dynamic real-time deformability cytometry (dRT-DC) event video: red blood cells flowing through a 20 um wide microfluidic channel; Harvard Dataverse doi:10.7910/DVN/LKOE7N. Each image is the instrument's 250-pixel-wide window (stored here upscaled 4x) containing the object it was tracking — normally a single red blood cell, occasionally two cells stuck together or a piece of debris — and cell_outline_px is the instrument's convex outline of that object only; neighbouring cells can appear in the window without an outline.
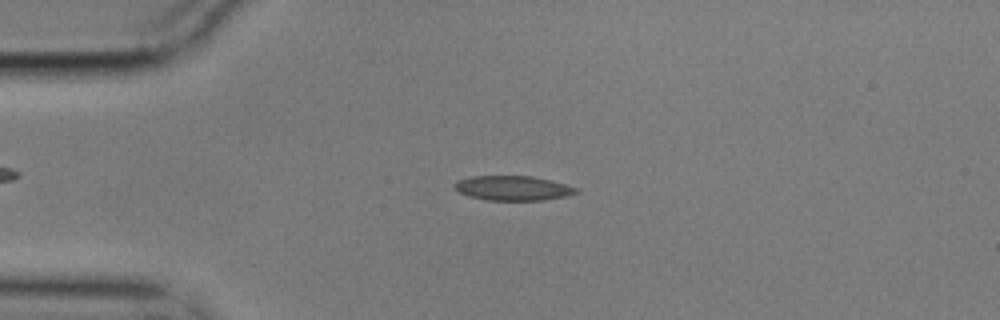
{"species": "common noctule bat (a hibernating species)", "species_latin": "Nyctalus noctula", "temperature_condition": "cold", "stored_images_in_passage": 33, "camera_frame_rate_fps": 3000, "um_per_image_px": 0.085, "animal": {"sex": "male", "body_mass_g": 17.9}, "frame": {"image": 1, "passage_image": 6, "time_ms": 1.667, "image_size_px": [1000, 320], "cell_outline_px": [[580, 192], [568, 196], [544, 200], [488, 200], [468, 196], [452, 188], [452, 184], [456, 180], [472, 176], [532, 176], [552, 180], [576, 188]], "centroid_in_image_um": [43.57, 15.99], "position_along_channel_um": 41.4, "area_um2": 17.63}}
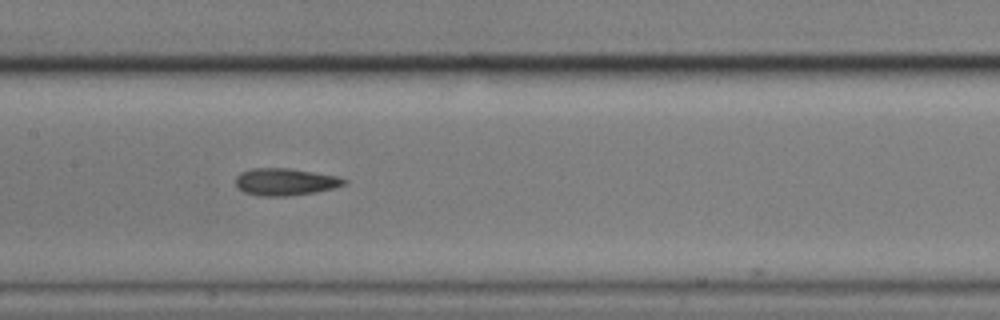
{"frame": {"image": 2, "passage_image": 20, "time_ms": 6.333, "image_size_px": [1000, 320], "cell_outline_px": [[348, 180], [344, 184], [332, 188], [316, 192], [288, 196], [256, 196], [244, 192], [236, 184], [236, 176], [240, 172], [252, 168], [288, 168], [340, 176]], "centroid_in_image_um": [24.24, 15.45], "position_along_channel_um": 183.2, "area_um2": 17.22}}
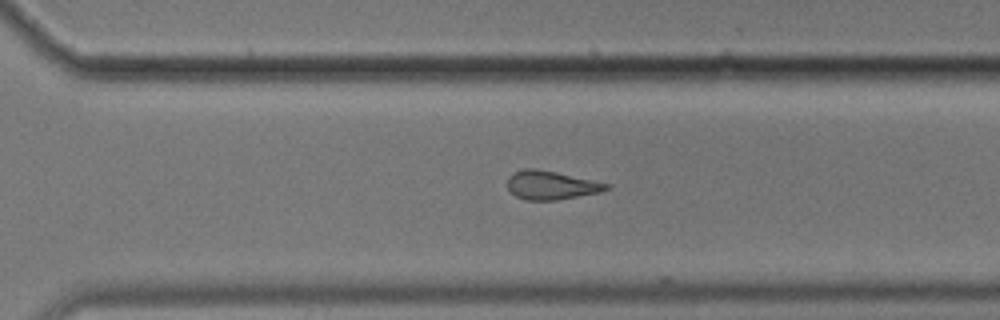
{"frame": {"image": 3, "passage_image": 32, "time_ms": 10.333, "image_size_px": [1000, 320], "cell_outline_px": [[612, 188], [600, 192], [556, 200], [524, 200], [516, 196], [508, 188], [508, 176], [516, 172], [528, 168], [536, 168], [556, 172], [612, 184]], "centroid_in_image_um": [46.89, 15.74], "position_along_channel_um": 323.7, "area_um2": 16.47}}